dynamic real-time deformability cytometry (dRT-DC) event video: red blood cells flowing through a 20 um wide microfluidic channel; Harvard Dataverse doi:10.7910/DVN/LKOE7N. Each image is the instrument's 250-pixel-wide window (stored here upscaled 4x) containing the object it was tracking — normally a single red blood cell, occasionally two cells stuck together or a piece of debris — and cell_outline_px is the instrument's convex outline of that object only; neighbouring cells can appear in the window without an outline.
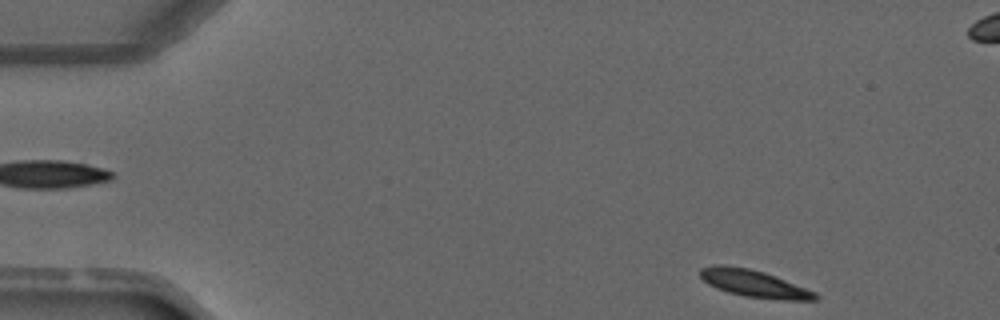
{"species": "common noctule bat (a hibernating species)", "species_latin": "Nyctalus noctula", "temperature_condition": "warm", "stored_images_in_passage": 2, "segment_of_instrument_passage": [2, 2], "camera_frame_rate_fps": 3000, "um_per_image_px": 0.085, "animal": {"sex": "male", "forearm_length_mm": 52.5}, "frame": {"image": 1, "passage_image": 2, "time_ms": 1.333, "image_size_px": [1000, 320], "cell_outline_px": [[820, 296], [816, 300], [788, 300], [744, 296], [728, 292], [716, 288], [708, 284], [700, 276], [700, 268], [716, 264], [720, 264], [748, 268], [764, 272], [816, 292]], "centroid_in_image_um": [64.08, 24.1], "position_along_channel_um": 20.9, "area_um2": 18.03}}